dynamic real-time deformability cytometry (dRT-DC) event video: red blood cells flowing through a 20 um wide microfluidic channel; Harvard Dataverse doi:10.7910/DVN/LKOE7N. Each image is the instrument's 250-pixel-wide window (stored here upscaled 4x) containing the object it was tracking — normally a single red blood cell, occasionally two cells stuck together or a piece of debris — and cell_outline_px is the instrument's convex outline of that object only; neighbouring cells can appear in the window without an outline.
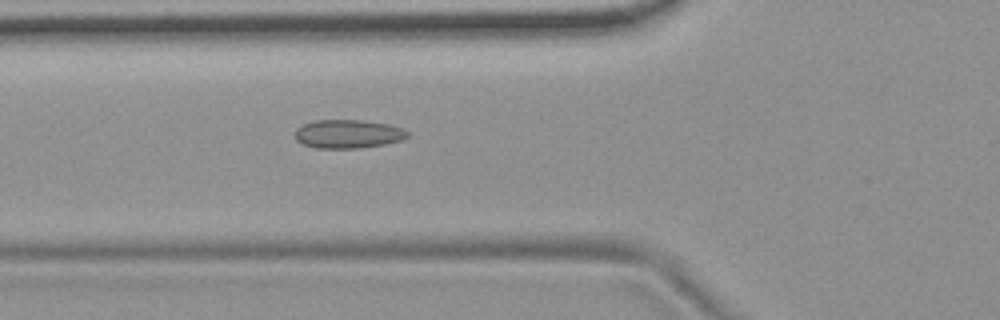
{"species": "common noctule bat (a hibernating species)", "species_latin": "Nyctalus noctula", "temperature_condition": "room temperature", "stored_images_in_passage": 50, "camera_frame_rate_fps": 3000, "um_per_image_px": 0.085, "animal": {"sex": "female", "body_mass_g": 19.9}, "frame": {"image": 1, "passage_image": 20, "time_ms": 6.333, "image_size_px": [1000, 320], "cell_outline_px": [[408, 136], [404, 140], [384, 144], [360, 148], [316, 148], [304, 144], [296, 140], [296, 128], [304, 124], [316, 120], [364, 120], [388, 124], [404, 128], [408, 132]], "centroid_in_image_um": [29.62, 11.38], "position_along_channel_um": 96.2, "area_um2": 18.79}}
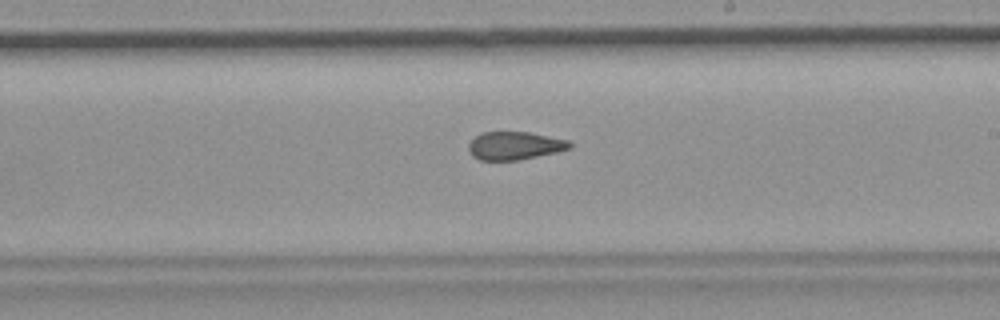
{"frame": {"image": 2, "passage_image": 32, "time_ms": 10.333, "image_size_px": [1000, 320], "cell_outline_px": [[572, 148], [556, 152], [520, 160], [480, 160], [472, 156], [468, 148], [468, 144], [476, 136], [484, 132], [528, 132], [568, 140], [572, 144]], "centroid_in_image_um": [43.75, 12.39], "position_along_channel_um": 245.2, "area_um2": 16.47}}
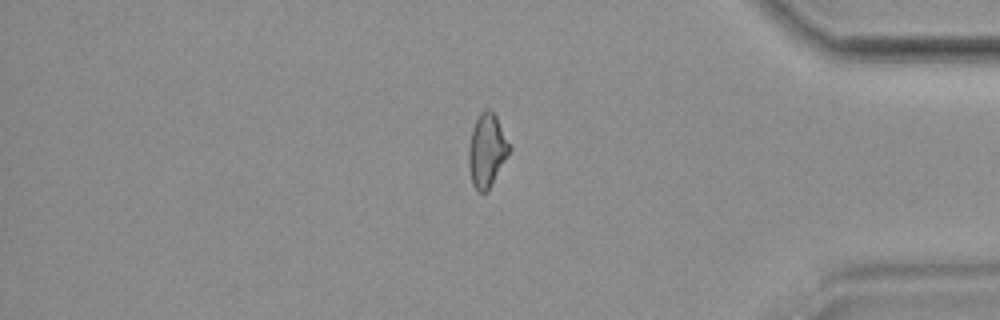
{"frame": {"image": 3, "passage_image": 46, "time_ms": 15.0, "image_size_px": [1000, 320], "cell_outline_px": [[512, 148], [508, 156], [488, 188], [484, 192], [480, 192], [472, 184], [468, 164], [468, 148], [472, 128], [480, 112], [484, 108], [492, 108]], "centroid_in_image_um": [41.38, 12.71], "position_along_channel_um": 393.8, "area_um2": 17.34}, "authors_computed_cell_mechanics": {"area_um2": 17.7735, "velocity_mm_per_s": 3.7289, "shape_relaxation_time_tau1_ms": null, "shape_relaxation_time_tau2_ms": 1.8801, "deformation_change_tau1": null, "deformation_change_tau2": 0.0899}}